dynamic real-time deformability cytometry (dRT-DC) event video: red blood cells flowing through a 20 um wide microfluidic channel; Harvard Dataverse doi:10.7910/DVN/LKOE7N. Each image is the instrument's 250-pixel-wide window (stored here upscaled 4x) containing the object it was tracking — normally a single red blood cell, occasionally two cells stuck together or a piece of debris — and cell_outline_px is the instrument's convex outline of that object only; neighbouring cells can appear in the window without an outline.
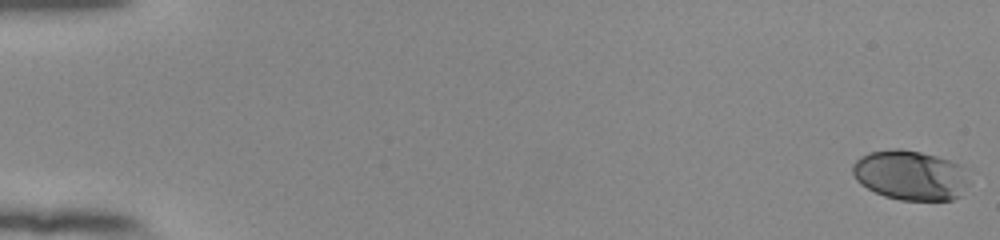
{"species": "human", "species_latin": "Homo sapiens", "temperature_condition": "room temperature", "stored_images_in_passage": 55, "camera_frame_rate_fps": 3000, "um_per_image_px": 0.085, "donor": {"sex": "female"}, "frame": {"image": 1, "passage_image": 1, "time_ms": 0.0, "image_size_px": [1000, 240], "cell_outline_px": [[968, 184], [960, 196], [952, 200], [900, 200], [884, 196], [860, 184], [856, 180], [852, 172], [852, 164], [860, 156], [868, 152], [892, 148], [900, 148], [920, 152], [936, 156], [960, 164]], "centroid_in_image_um": [77.33, 14.89], "position_along_channel_um": 7.7, "area_um2": 33.76}}
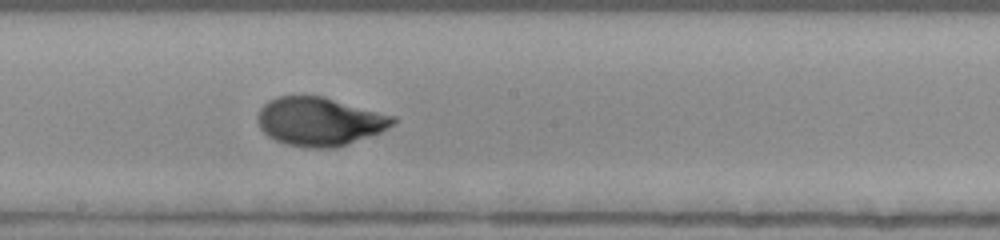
{"frame": {"image": 2, "passage_image": 32, "time_ms": 10.333, "image_size_px": [1000, 240], "cell_outline_px": [[396, 124], [380, 132], [348, 144], [336, 148], [312, 148], [288, 144], [276, 140], [268, 136], [260, 128], [256, 120], [256, 116], [260, 108], [268, 100], [276, 96], [324, 96], [396, 116]], "centroid_in_image_um": [27.17, 10.31], "position_along_channel_um": 221.0, "area_um2": 38.49}}
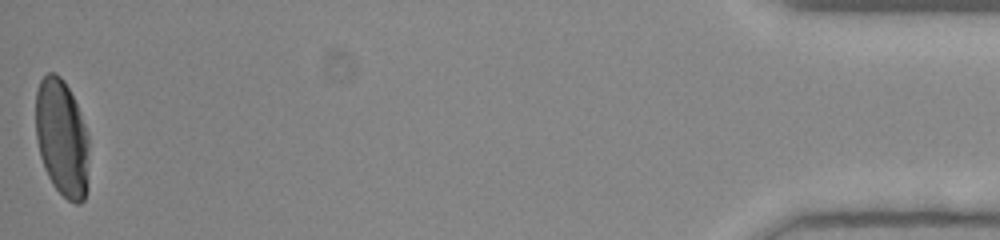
{"frame": {"image": 3, "passage_image": 55, "time_ms": 18.0, "image_size_px": [1000, 240], "cell_outline_px": [[88, 148], [84, 200], [80, 204], [76, 204], [68, 200], [52, 184], [44, 168], [40, 156], [36, 140], [36, 92], [40, 80], [48, 72], [52, 72], [60, 76], [64, 80], [76, 104], [84, 124], [88, 136]], "centroid_in_image_um": [5.23, 11.7], "position_along_channel_um": 430.0, "area_um2": 35.95}, "authors_computed_cell_mechanics": {"area_um2": 36.2406, "velocity_mm_per_s": 3.8568, "shape_relaxation_time_tau1_ms": 5.0848, "shape_relaxation_time_tau2_ms": null, "deformation_change_tau1": 0.2017, "deformation_change_tau2": null}}